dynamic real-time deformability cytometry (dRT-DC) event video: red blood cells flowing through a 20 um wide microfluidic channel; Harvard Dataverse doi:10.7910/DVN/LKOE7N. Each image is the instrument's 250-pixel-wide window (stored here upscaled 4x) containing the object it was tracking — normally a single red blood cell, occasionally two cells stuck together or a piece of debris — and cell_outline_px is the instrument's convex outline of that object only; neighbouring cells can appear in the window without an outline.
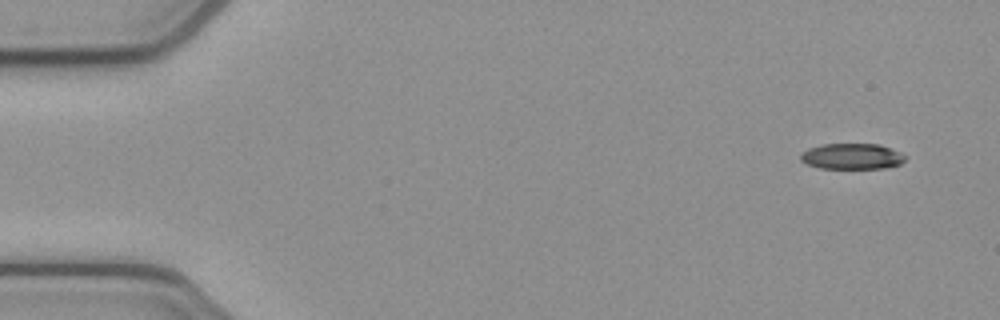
{"species": "common noctule bat (a hibernating species)", "species_latin": "Nyctalus noctula", "temperature_condition": "cold", "stored_images_in_passage": 50, "camera_frame_rate_fps": 3000, "um_per_image_px": 0.085, "animal": {"sex": "female", "body_mass_g": 21.9}, "frame": {"image": 1, "passage_image": 1, "time_ms": 0.0, "image_size_px": [1000, 320], "cell_outline_px": [[908, 156], [900, 164], [884, 168], [820, 168], [808, 164], [800, 160], [800, 152], [808, 148], [824, 144], [880, 144], [900, 152]], "centroid_in_image_um": [72.41, 13.28], "position_along_channel_um": 12.6, "area_um2": 15.78}}
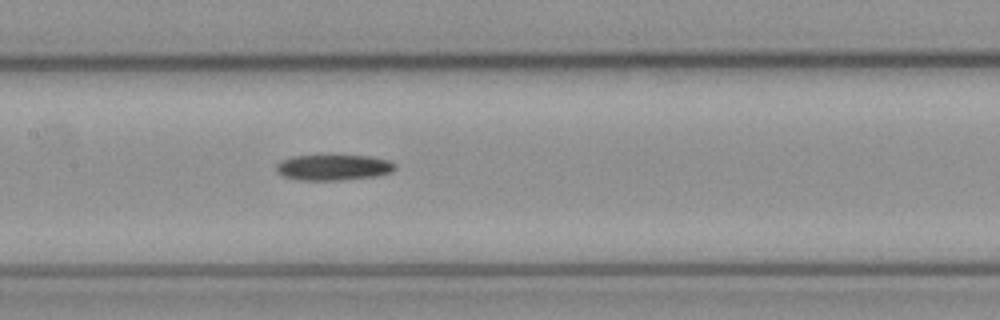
{"frame": {"image": 2, "passage_image": 23, "time_ms": 7.333, "image_size_px": [1000, 320], "cell_outline_px": [[396, 168], [392, 172], [376, 176], [344, 180], [300, 180], [280, 176], [276, 172], [276, 164], [280, 160], [292, 156], [368, 156], [388, 160], [396, 164]], "centroid_in_image_um": [28.31, 14.24], "position_along_channel_um": 179.1, "area_um2": 17.92}}
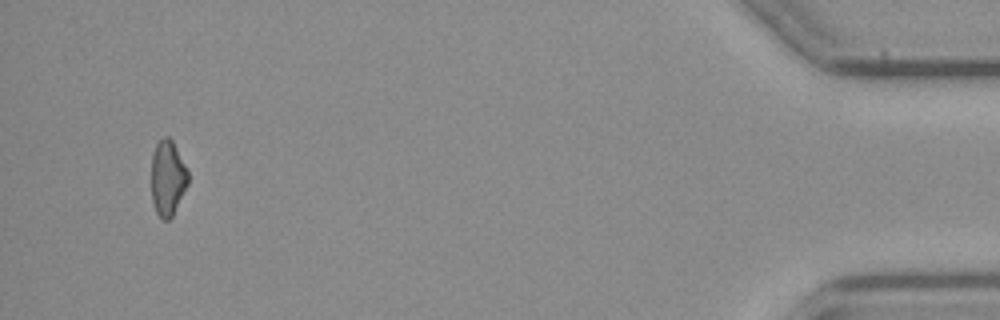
{"frame": {"image": 3, "passage_image": 48, "time_ms": 15.667, "image_size_px": [1000, 320], "cell_outline_px": [[188, 184], [172, 216], [168, 220], [164, 220], [156, 212], [152, 200], [152, 156], [156, 144], [164, 136], [168, 136], [172, 140], [188, 172]], "centroid_in_image_um": [14.25, 15.13], "position_along_channel_um": 421.0, "area_um2": 15.84}}